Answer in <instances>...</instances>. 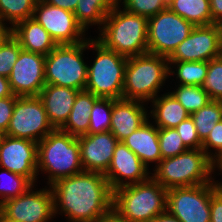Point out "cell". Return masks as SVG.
Instances as JSON below:
<instances>
[{"label":"cell","instance_id":"cell-33","mask_svg":"<svg viewBox=\"0 0 222 222\" xmlns=\"http://www.w3.org/2000/svg\"><path fill=\"white\" fill-rule=\"evenodd\" d=\"M158 139L162 159L177 156L188 150L175 128H158Z\"/></svg>","mask_w":222,"mask_h":222},{"label":"cell","instance_id":"cell-35","mask_svg":"<svg viewBox=\"0 0 222 222\" xmlns=\"http://www.w3.org/2000/svg\"><path fill=\"white\" fill-rule=\"evenodd\" d=\"M5 170V174L8 175L9 187L0 185V195L2 199L0 200V205L3 204L6 200L12 199L20 196L25 193L29 188H32L34 185L27 177H23L21 175L15 174L13 172ZM3 173L0 174V176ZM10 177V178H9ZM2 178V177H1ZM4 182V181H3Z\"/></svg>","mask_w":222,"mask_h":222},{"label":"cell","instance_id":"cell-25","mask_svg":"<svg viewBox=\"0 0 222 222\" xmlns=\"http://www.w3.org/2000/svg\"><path fill=\"white\" fill-rule=\"evenodd\" d=\"M168 8L194 26L212 24L209 0H168Z\"/></svg>","mask_w":222,"mask_h":222},{"label":"cell","instance_id":"cell-46","mask_svg":"<svg viewBox=\"0 0 222 222\" xmlns=\"http://www.w3.org/2000/svg\"><path fill=\"white\" fill-rule=\"evenodd\" d=\"M100 222H128L124 219H121L117 214H115L113 211L103 220Z\"/></svg>","mask_w":222,"mask_h":222},{"label":"cell","instance_id":"cell-11","mask_svg":"<svg viewBox=\"0 0 222 222\" xmlns=\"http://www.w3.org/2000/svg\"><path fill=\"white\" fill-rule=\"evenodd\" d=\"M53 130L44 105L38 96L16 99L6 135L38 143Z\"/></svg>","mask_w":222,"mask_h":222},{"label":"cell","instance_id":"cell-32","mask_svg":"<svg viewBox=\"0 0 222 222\" xmlns=\"http://www.w3.org/2000/svg\"><path fill=\"white\" fill-rule=\"evenodd\" d=\"M211 100L222 101V55L208 61V71L201 86Z\"/></svg>","mask_w":222,"mask_h":222},{"label":"cell","instance_id":"cell-1","mask_svg":"<svg viewBox=\"0 0 222 222\" xmlns=\"http://www.w3.org/2000/svg\"><path fill=\"white\" fill-rule=\"evenodd\" d=\"M50 188L54 213L61 207L72 222H100L113 211V191L102 173L83 171Z\"/></svg>","mask_w":222,"mask_h":222},{"label":"cell","instance_id":"cell-49","mask_svg":"<svg viewBox=\"0 0 222 222\" xmlns=\"http://www.w3.org/2000/svg\"><path fill=\"white\" fill-rule=\"evenodd\" d=\"M216 163L217 164H215V165H217V167H219V169H221V171H222V158L219 161H217Z\"/></svg>","mask_w":222,"mask_h":222},{"label":"cell","instance_id":"cell-20","mask_svg":"<svg viewBox=\"0 0 222 222\" xmlns=\"http://www.w3.org/2000/svg\"><path fill=\"white\" fill-rule=\"evenodd\" d=\"M79 90L46 84L38 97L41 99L48 120L54 129H60L67 121Z\"/></svg>","mask_w":222,"mask_h":222},{"label":"cell","instance_id":"cell-43","mask_svg":"<svg viewBox=\"0 0 222 222\" xmlns=\"http://www.w3.org/2000/svg\"><path fill=\"white\" fill-rule=\"evenodd\" d=\"M12 95L13 92L10 88V83L8 78L0 75V99Z\"/></svg>","mask_w":222,"mask_h":222},{"label":"cell","instance_id":"cell-45","mask_svg":"<svg viewBox=\"0 0 222 222\" xmlns=\"http://www.w3.org/2000/svg\"><path fill=\"white\" fill-rule=\"evenodd\" d=\"M150 222H180V221L166 210L164 213L159 214Z\"/></svg>","mask_w":222,"mask_h":222},{"label":"cell","instance_id":"cell-7","mask_svg":"<svg viewBox=\"0 0 222 222\" xmlns=\"http://www.w3.org/2000/svg\"><path fill=\"white\" fill-rule=\"evenodd\" d=\"M88 46L97 51L91 67L85 90L98 98L122 99L125 69L128 57L105 48L97 40H88Z\"/></svg>","mask_w":222,"mask_h":222},{"label":"cell","instance_id":"cell-29","mask_svg":"<svg viewBox=\"0 0 222 222\" xmlns=\"http://www.w3.org/2000/svg\"><path fill=\"white\" fill-rule=\"evenodd\" d=\"M172 95L183 105L191 115L200 110L210 102L208 93L201 87L195 85H179Z\"/></svg>","mask_w":222,"mask_h":222},{"label":"cell","instance_id":"cell-6","mask_svg":"<svg viewBox=\"0 0 222 222\" xmlns=\"http://www.w3.org/2000/svg\"><path fill=\"white\" fill-rule=\"evenodd\" d=\"M170 69L165 56L145 53L128 57L122 99L153 100L168 74L174 73Z\"/></svg>","mask_w":222,"mask_h":222},{"label":"cell","instance_id":"cell-50","mask_svg":"<svg viewBox=\"0 0 222 222\" xmlns=\"http://www.w3.org/2000/svg\"><path fill=\"white\" fill-rule=\"evenodd\" d=\"M216 187L222 193V183H216Z\"/></svg>","mask_w":222,"mask_h":222},{"label":"cell","instance_id":"cell-3","mask_svg":"<svg viewBox=\"0 0 222 222\" xmlns=\"http://www.w3.org/2000/svg\"><path fill=\"white\" fill-rule=\"evenodd\" d=\"M167 189L152 177L113 191V212L128 222H150L166 211Z\"/></svg>","mask_w":222,"mask_h":222},{"label":"cell","instance_id":"cell-10","mask_svg":"<svg viewBox=\"0 0 222 222\" xmlns=\"http://www.w3.org/2000/svg\"><path fill=\"white\" fill-rule=\"evenodd\" d=\"M195 26L169 8L148 18V53L169 57Z\"/></svg>","mask_w":222,"mask_h":222},{"label":"cell","instance_id":"cell-2","mask_svg":"<svg viewBox=\"0 0 222 222\" xmlns=\"http://www.w3.org/2000/svg\"><path fill=\"white\" fill-rule=\"evenodd\" d=\"M117 3L107 14L96 39L105 48L125 57L148 53V18L132 14L125 9L119 11Z\"/></svg>","mask_w":222,"mask_h":222},{"label":"cell","instance_id":"cell-31","mask_svg":"<svg viewBox=\"0 0 222 222\" xmlns=\"http://www.w3.org/2000/svg\"><path fill=\"white\" fill-rule=\"evenodd\" d=\"M177 64V78L181 85L202 86L208 71V61L168 62Z\"/></svg>","mask_w":222,"mask_h":222},{"label":"cell","instance_id":"cell-4","mask_svg":"<svg viewBox=\"0 0 222 222\" xmlns=\"http://www.w3.org/2000/svg\"><path fill=\"white\" fill-rule=\"evenodd\" d=\"M49 172L50 186L62 178L83 172L76 136L54 129L38 142L37 173Z\"/></svg>","mask_w":222,"mask_h":222},{"label":"cell","instance_id":"cell-15","mask_svg":"<svg viewBox=\"0 0 222 222\" xmlns=\"http://www.w3.org/2000/svg\"><path fill=\"white\" fill-rule=\"evenodd\" d=\"M45 58L40 53L21 50L8 77L15 96H38L45 84Z\"/></svg>","mask_w":222,"mask_h":222},{"label":"cell","instance_id":"cell-16","mask_svg":"<svg viewBox=\"0 0 222 222\" xmlns=\"http://www.w3.org/2000/svg\"><path fill=\"white\" fill-rule=\"evenodd\" d=\"M38 143L6 135L0 146V166L27 177L34 183L37 174Z\"/></svg>","mask_w":222,"mask_h":222},{"label":"cell","instance_id":"cell-18","mask_svg":"<svg viewBox=\"0 0 222 222\" xmlns=\"http://www.w3.org/2000/svg\"><path fill=\"white\" fill-rule=\"evenodd\" d=\"M80 161L84 171L105 174L118 140L110 132L78 136Z\"/></svg>","mask_w":222,"mask_h":222},{"label":"cell","instance_id":"cell-21","mask_svg":"<svg viewBox=\"0 0 222 222\" xmlns=\"http://www.w3.org/2000/svg\"><path fill=\"white\" fill-rule=\"evenodd\" d=\"M122 142L140 158L146 167L149 162L156 161L158 164L162 160L158 127H154L148 120Z\"/></svg>","mask_w":222,"mask_h":222},{"label":"cell","instance_id":"cell-14","mask_svg":"<svg viewBox=\"0 0 222 222\" xmlns=\"http://www.w3.org/2000/svg\"><path fill=\"white\" fill-rule=\"evenodd\" d=\"M32 18L41 24L57 45L86 41L81 38L85 30L77 22L74 12L40 1L36 3Z\"/></svg>","mask_w":222,"mask_h":222},{"label":"cell","instance_id":"cell-27","mask_svg":"<svg viewBox=\"0 0 222 222\" xmlns=\"http://www.w3.org/2000/svg\"><path fill=\"white\" fill-rule=\"evenodd\" d=\"M190 116L194 121L198 137L203 143L215 124L222 120V101L210 100L206 106Z\"/></svg>","mask_w":222,"mask_h":222},{"label":"cell","instance_id":"cell-38","mask_svg":"<svg viewBox=\"0 0 222 222\" xmlns=\"http://www.w3.org/2000/svg\"><path fill=\"white\" fill-rule=\"evenodd\" d=\"M209 147H213L218 153L215 152L216 155L211 156L208 152ZM202 149L215 164L222 158V120L216 123L210 131L208 137L202 143Z\"/></svg>","mask_w":222,"mask_h":222},{"label":"cell","instance_id":"cell-23","mask_svg":"<svg viewBox=\"0 0 222 222\" xmlns=\"http://www.w3.org/2000/svg\"><path fill=\"white\" fill-rule=\"evenodd\" d=\"M97 99L91 92L79 91L69 117L60 130L76 137L88 134L90 112Z\"/></svg>","mask_w":222,"mask_h":222},{"label":"cell","instance_id":"cell-13","mask_svg":"<svg viewBox=\"0 0 222 222\" xmlns=\"http://www.w3.org/2000/svg\"><path fill=\"white\" fill-rule=\"evenodd\" d=\"M29 188L18 197L0 205V212L15 222H47L54 216L53 194L50 189L32 191Z\"/></svg>","mask_w":222,"mask_h":222},{"label":"cell","instance_id":"cell-48","mask_svg":"<svg viewBox=\"0 0 222 222\" xmlns=\"http://www.w3.org/2000/svg\"><path fill=\"white\" fill-rule=\"evenodd\" d=\"M5 136H6V133L4 131L0 130V146H1Z\"/></svg>","mask_w":222,"mask_h":222},{"label":"cell","instance_id":"cell-42","mask_svg":"<svg viewBox=\"0 0 222 222\" xmlns=\"http://www.w3.org/2000/svg\"><path fill=\"white\" fill-rule=\"evenodd\" d=\"M45 2L70 12H74L78 4V0H45Z\"/></svg>","mask_w":222,"mask_h":222},{"label":"cell","instance_id":"cell-30","mask_svg":"<svg viewBox=\"0 0 222 222\" xmlns=\"http://www.w3.org/2000/svg\"><path fill=\"white\" fill-rule=\"evenodd\" d=\"M113 99L98 98L90 112L88 134L110 131Z\"/></svg>","mask_w":222,"mask_h":222},{"label":"cell","instance_id":"cell-5","mask_svg":"<svg viewBox=\"0 0 222 222\" xmlns=\"http://www.w3.org/2000/svg\"><path fill=\"white\" fill-rule=\"evenodd\" d=\"M155 167L151 177L164 188L170 189L214 182L209 175H212L216 165L200 148L188 149L177 156L162 159Z\"/></svg>","mask_w":222,"mask_h":222},{"label":"cell","instance_id":"cell-24","mask_svg":"<svg viewBox=\"0 0 222 222\" xmlns=\"http://www.w3.org/2000/svg\"><path fill=\"white\" fill-rule=\"evenodd\" d=\"M155 97L152 103L154 109L151 111L158 128H175L190 114L183 105L171 93Z\"/></svg>","mask_w":222,"mask_h":222},{"label":"cell","instance_id":"cell-47","mask_svg":"<svg viewBox=\"0 0 222 222\" xmlns=\"http://www.w3.org/2000/svg\"><path fill=\"white\" fill-rule=\"evenodd\" d=\"M0 222H15V221L9 220L7 217H5V216L0 212Z\"/></svg>","mask_w":222,"mask_h":222},{"label":"cell","instance_id":"cell-19","mask_svg":"<svg viewBox=\"0 0 222 222\" xmlns=\"http://www.w3.org/2000/svg\"><path fill=\"white\" fill-rule=\"evenodd\" d=\"M143 102L138 100L113 99L110 132L122 142L148 119Z\"/></svg>","mask_w":222,"mask_h":222},{"label":"cell","instance_id":"cell-22","mask_svg":"<svg viewBox=\"0 0 222 222\" xmlns=\"http://www.w3.org/2000/svg\"><path fill=\"white\" fill-rule=\"evenodd\" d=\"M13 36L25 51L48 55L57 44L35 19L29 18L13 27Z\"/></svg>","mask_w":222,"mask_h":222},{"label":"cell","instance_id":"cell-17","mask_svg":"<svg viewBox=\"0 0 222 222\" xmlns=\"http://www.w3.org/2000/svg\"><path fill=\"white\" fill-rule=\"evenodd\" d=\"M140 158L133 153L123 142H118L113 152L107 172L104 174L112 191L125 185H132L147 181L151 176ZM126 178V183L121 178Z\"/></svg>","mask_w":222,"mask_h":222},{"label":"cell","instance_id":"cell-8","mask_svg":"<svg viewBox=\"0 0 222 222\" xmlns=\"http://www.w3.org/2000/svg\"><path fill=\"white\" fill-rule=\"evenodd\" d=\"M88 41L77 44L57 45L45 58V84L85 90L88 66L82 58Z\"/></svg>","mask_w":222,"mask_h":222},{"label":"cell","instance_id":"cell-44","mask_svg":"<svg viewBox=\"0 0 222 222\" xmlns=\"http://www.w3.org/2000/svg\"><path fill=\"white\" fill-rule=\"evenodd\" d=\"M13 35V27H5L3 23L0 22V48L7 42V40Z\"/></svg>","mask_w":222,"mask_h":222},{"label":"cell","instance_id":"cell-39","mask_svg":"<svg viewBox=\"0 0 222 222\" xmlns=\"http://www.w3.org/2000/svg\"><path fill=\"white\" fill-rule=\"evenodd\" d=\"M18 96L14 94L0 99V130L6 132L12 117L15 101Z\"/></svg>","mask_w":222,"mask_h":222},{"label":"cell","instance_id":"cell-12","mask_svg":"<svg viewBox=\"0 0 222 222\" xmlns=\"http://www.w3.org/2000/svg\"><path fill=\"white\" fill-rule=\"evenodd\" d=\"M222 55L221 25L195 26L168 57V62L210 61Z\"/></svg>","mask_w":222,"mask_h":222},{"label":"cell","instance_id":"cell-26","mask_svg":"<svg viewBox=\"0 0 222 222\" xmlns=\"http://www.w3.org/2000/svg\"><path fill=\"white\" fill-rule=\"evenodd\" d=\"M118 1L121 0H78L74 15L84 30L88 28V24L102 25Z\"/></svg>","mask_w":222,"mask_h":222},{"label":"cell","instance_id":"cell-28","mask_svg":"<svg viewBox=\"0 0 222 222\" xmlns=\"http://www.w3.org/2000/svg\"><path fill=\"white\" fill-rule=\"evenodd\" d=\"M36 0H0V22L5 19L14 27L17 23L32 18Z\"/></svg>","mask_w":222,"mask_h":222},{"label":"cell","instance_id":"cell-34","mask_svg":"<svg viewBox=\"0 0 222 222\" xmlns=\"http://www.w3.org/2000/svg\"><path fill=\"white\" fill-rule=\"evenodd\" d=\"M122 3L126 11L147 18L168 8V0H123Z\"/></svg>","mask_w":222,"mask_h":222},{"label":"cell","instance_id":"cell-37","mask_svg":"<svg viewBox=\"0 0 222 222\" xmlns=\"http://www.w3.org/2000/svg\"><path fill=\"white\" fill-rule=\"evenodd\" d=\"M179 136L181 137L184 145L188 149H200L202 148V142L200 141L193 119L189 116L175 127Z\"/></svg>","mask_w":222,"mask_h":222},{"label":"cell","instance_id":"cell-9","mask_svg":"<svg viewBox=\"0 0 222 222\" xmlns=\"http://www.w3.org/2000/svg\"><path fill=\"white\" fill-rule=\"evenodd\" d=\"M216 182L167 189L166 210L180 222H210L211 195Z\"/></svg>","mask_w":222,"mask_h":222},{"label":"cell","instance_id":"cell-40","mask_svg":"<svg viewBox=\"0 0 222 222\" xmlns=\"http://www.w3.org/2000/svg\"><path fill=\"white\" fill-rule=\"evenodd\" d=\"M210 222H222V193L218 189L211 195Z\"/></svg>","mask_w":222,"mask_h":222},{"label":"cell","instance_id":"cell-41","mask_svg":"<svg viewBox=\"0 0 222 222\" xmlns=\"http://www.w3.org/2000/svg\"><path fill=\"white\" fill-rule=\"evenodd\" d=\"M212 24H222V0H209Z\"/></svg>","mask_w":222,"mask_h":222},{"label":"cell","instance_id":"cell-36","mask_svg":"<svg viewBox=\"0 0 222 222\" xmlns=\"http://www.w3.org/2000/svg\"><path fill=\"white\" fill-rule=\"evenodd\" d=\"M22 50L18 40L12 35L0 48V75L9 77Z\"/></svg>","mask_w":222,"mask_h":222}]
</instances>
